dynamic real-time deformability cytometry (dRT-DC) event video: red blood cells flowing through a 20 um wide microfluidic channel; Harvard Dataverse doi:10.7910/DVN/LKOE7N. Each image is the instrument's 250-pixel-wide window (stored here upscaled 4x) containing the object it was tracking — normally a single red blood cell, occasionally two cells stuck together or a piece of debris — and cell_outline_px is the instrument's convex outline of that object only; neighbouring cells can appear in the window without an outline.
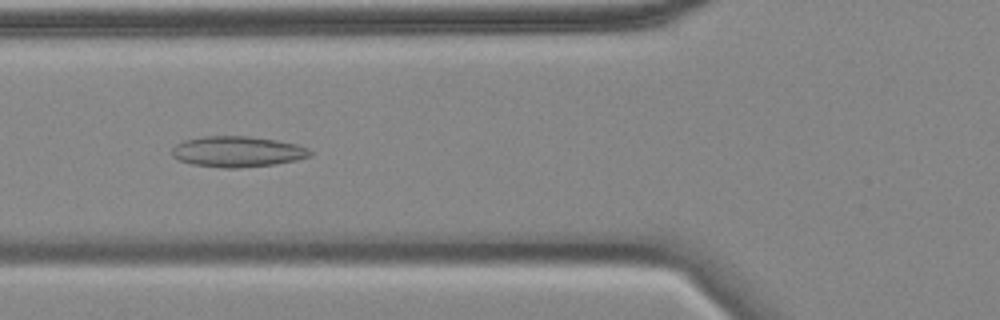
{"species": "common noctule bat (a hibernating species)", "species_latin": "Nyctalus noctula", "temperature_condition": "cold", "stored_images_in_passage": 53, "camera_frame_rate_fps": 3000, "um_per_image_px": 0.085, "animal": {"sex": "female", "body_mass_g": 18.4}, "frame": {"image": 1, "passage_image": 19, "time_ms": 6.0, "image_size_px": [1000, 320], "cell_outline_px": [[312, 156], [296, 160], [272, 164], [236, 168], [224, 168], [192, 164], [180, 160], [172, 156], [172, 148], [176, 144], [184, 140], [204, 136], [248, 136], [276, 140], [296, 144], [308, 148], [312, 152]], "centroid_in_image_um": [20.18, 12.88], "position_along_channel_um": 105.6, "area_um2": 24.62}}
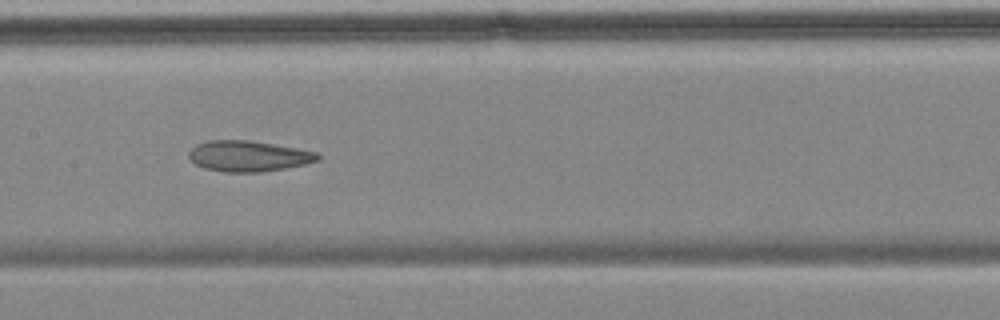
{"frame": {"image": 2, "passage_image": 26, "time_ms": 8.333, "image_size_px": [1000, 320], "cell_outline_px": [[320, 160], [304, 164], [284, 168], [260, 172], [224, 172], [204, 168], [196, 164], [188, 156], [188, 152], [196, 144], [208, 140], [248, 140], [296, 148], [316, 152], [320, 156]], "centroid_in_image_um": [21.09, 13.27], "position_along_channel_um": 186.3, "area_um2": 22.95}}
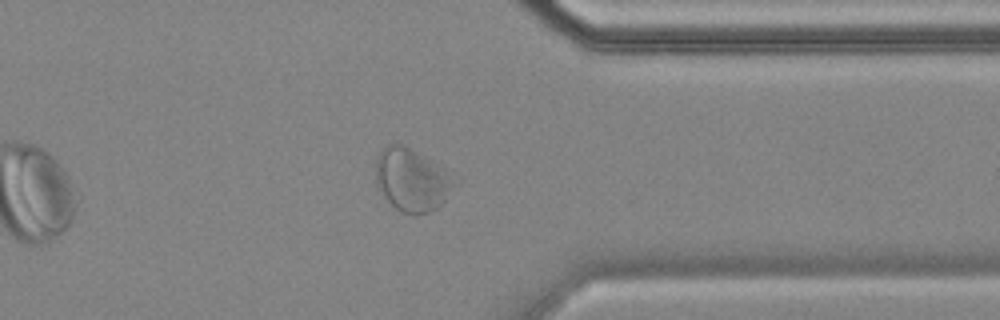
{"frame": {"image": 3, "passage_image": 43, "time_ms": 14.0, "image_size_px": [1000, 320], "cell_outline_px": [[460, 184], [436, 208], [428, 212], [416, 216], [400, 212], [388, 200], [376, 184], [376, 156], [388, 144], [400, 144], [432, 160], [460, 180]], "centroid_in_image_um": [35.06, 15.31], "position_along_channel_um": 376.3, "area_um2": 28.9}}